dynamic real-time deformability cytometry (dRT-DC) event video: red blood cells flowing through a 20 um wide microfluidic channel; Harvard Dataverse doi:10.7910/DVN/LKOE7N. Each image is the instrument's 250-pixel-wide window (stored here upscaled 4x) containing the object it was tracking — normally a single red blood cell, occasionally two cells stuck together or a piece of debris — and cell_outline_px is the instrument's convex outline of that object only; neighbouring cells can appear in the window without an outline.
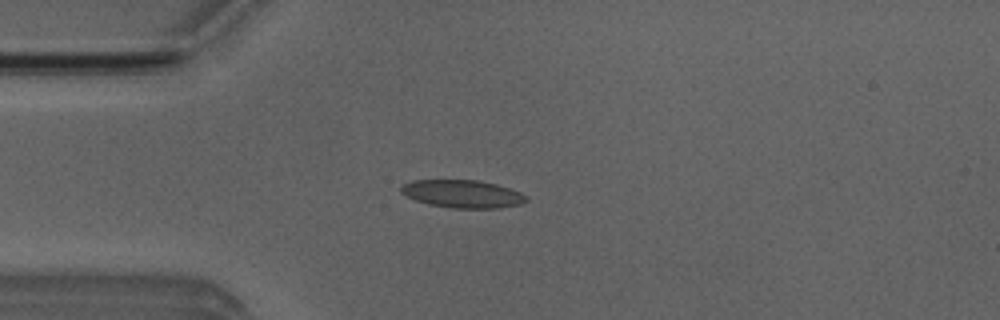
{"species": "Egyptian fruit bat (a non-hibernating species)", "species_latin": "Rousettus aegyptiacus", "temperature_condition": "room temperature", "stored_images_in_passage": 51, "camera_frame_rate_fps": 3000, "um_per_image_px": 0.085, "animal": {"sex": "male"}, "frame": {"image": 1, "passage_image": 13, "time_ms": 4.0, "image_size_px": [1000, 320], "cell_outline_px": [[528, 200], [520, 204], [500, 208], [452, 208], [428, 204], [416, 200], [400, 192], [400, 188], [404, 184], [412, 180], [476, 180], [496, 184], [520, 192], [528, 196]], "centroid_in_image_um": [39.33, 16.48], "position_along_channel_um": 45.7, "area_um2": 20.23}}
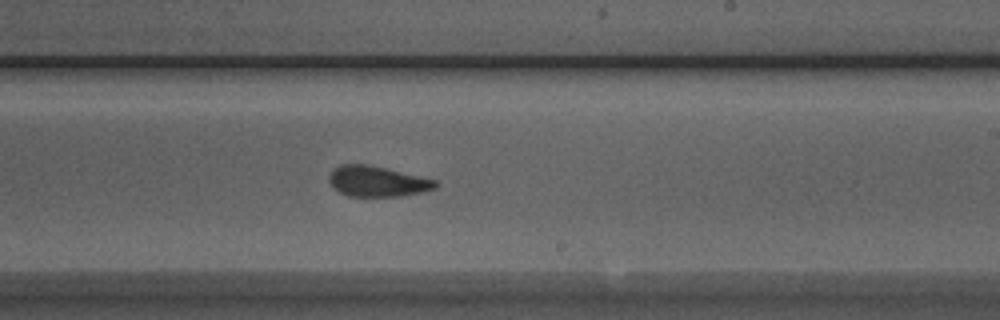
{"frame": {"image": 2, "passage_image": 30, "time_ms": 9.667, "image_size_px": [1000, 320], "cell_outline_px": [[440, 184], [436, 188], [420, 192], [400, 196], [348, 196], [332, 188], [328, 180], [328, 176], [340, 164], [368, 164], [436, 180]], "centroid_in_image_um": [32.05, 15.42], "position_along_channel_um": 257.0, "area_um2": 18.84}}
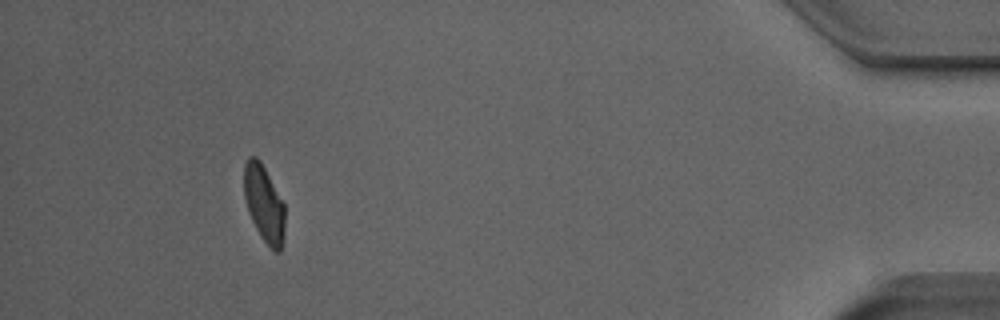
{"frame": {"image": 3, "passage_image": 47, "time_ms": 15.333, "image_size_px": [1000, 320], "cell_outline_px": [[284, 240], [280, 252], [276, 252], [260, 236], [252, 220], [244, 196], [244, 164], [248, 156], [256, 156], [260, 160], [284, 204]], "centroid_in_image_um": [22.44, 17.3], "position_along_channel_um": 412.8, "area_um2": 18.03}, "authors_computed_cell_mechanics": {"area_um2": 19.4208, "velocity_mm_per_s": 3.9746, "shape_relaxation_time_tau1_ms": 4.0842, "shape_relaxation_time_tau2_ms": 1.2337, "deformation_change_tau1": 0.154, "deformation_change_tau2": 0.0878}}